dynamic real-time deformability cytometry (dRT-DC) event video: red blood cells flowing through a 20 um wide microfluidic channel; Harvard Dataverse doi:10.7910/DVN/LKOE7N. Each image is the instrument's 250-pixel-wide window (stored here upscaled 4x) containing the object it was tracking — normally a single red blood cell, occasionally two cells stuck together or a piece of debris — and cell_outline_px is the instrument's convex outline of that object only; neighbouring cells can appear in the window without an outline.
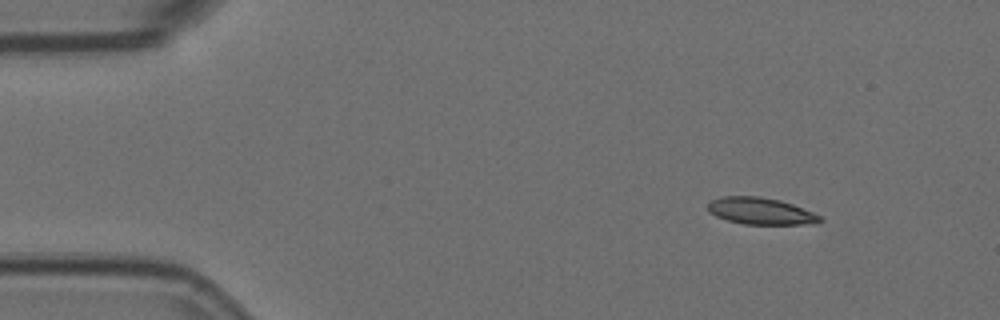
{"species": "Egyptian fruit bat (a non-hibernating species)", "species_latin": "Rousettus aegyptiacus", "temperature_condition": "room temperature", "stored_images_in_passage": 5, "camera_frame_rate_fps": 3000, "um_per_image_px": 0.085, "animal": {"sex": "female"}, "frame": {"image": 1, "passage_image": 1, "time_ms": 0.0, "image_size_px": [1000, 320], "cell_outline_px": [[824, 220], [816, 224], [744, 224], [728, 220], [716, 216], [708, 212], [708, 204], [712, 200], [724, 196], [760, 196], [780, 200], [792, 204], [812, 212], [820, 216]], "centroid_in_image_um": [64.67, 17.94], "position_along_channel_um": 20.3, "area_um2": 17.46}}
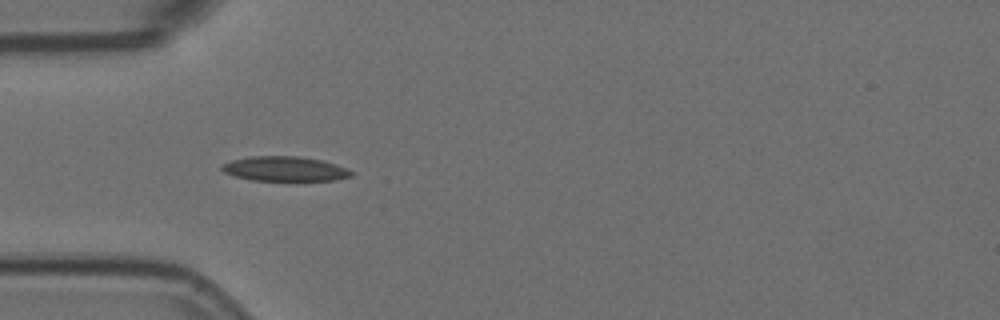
{"frame": {"image": 2, "passage_image": 4, "time_ms": 1.0, "image_size_px": [1000, 320], "cell_outline_px": [[352, 176], [336, 180], [252, 180], [232, 176], [224, 172], [220, 168], [220, 164], [232, 160], [252, 156], [300, 156], [324, 160], [336, 164], [352, 172]], "centroid_in_image_um": [24.17, 14.34], "position_along_channel_um": 60.8, "area_um2": 18.67}}
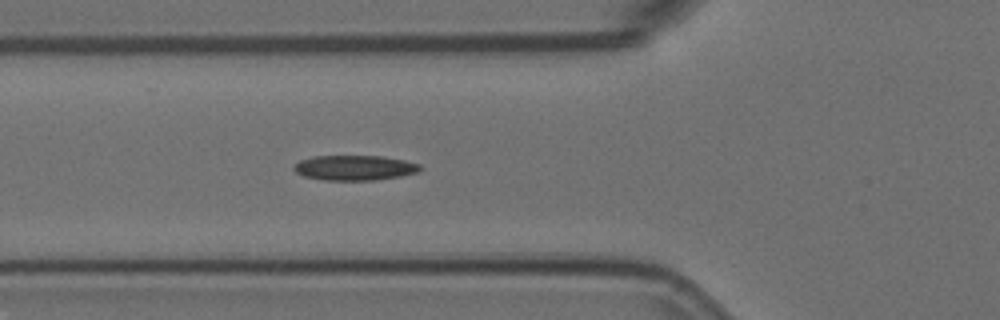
{"frame": {"image": 3, "passage_image": 5, "time_ms": 1.333, "image_size_px": [1000, 320], "cell_outline_px": [[424, 168], [420, 172], [400, 176], [376, 180], [324, 180], [304, 176], [296, 172], [292, 168], [300, 160], [312, 156], [380, 156], [404, 160], [420, 164]], "centroid_in_image_um": [30.18, 14.26], "position_along_channel_um": 95.6, "area_um2": 18.5}}